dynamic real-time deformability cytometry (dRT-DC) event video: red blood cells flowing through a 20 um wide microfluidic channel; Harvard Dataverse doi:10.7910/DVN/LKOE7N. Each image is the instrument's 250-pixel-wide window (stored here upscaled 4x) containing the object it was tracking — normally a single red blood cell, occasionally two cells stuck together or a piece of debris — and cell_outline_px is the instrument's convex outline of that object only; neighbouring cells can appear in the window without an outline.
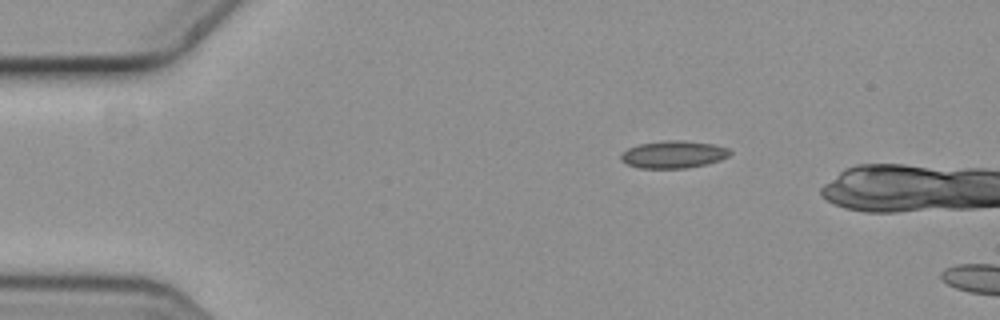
{"species": "common noctule bat (a hibernating species)", "species_latin": "Nyctalus noctula", "temperature_condition": "cold", "stored_images_in_passage": 3, "camera_frame_rate_fps": 3000, "um_per_image_px": 0.085, "animal": {"sex": "female", "body_mass_g": 19.3, "forearm_length_mm": 54.1}, "frame": {"image": 1, "passage_image": 1, "time_ms": 0.0, "image_size_px": [1000, 320], "cell_outline_px": [[732, 152], [728, 156], [720, 160], [688, 168], [640, 168], [628, 164], [620, 160], [620, 156], [628, 148], [640, 144], [664, 140], [684, 140], [716, 144], [728, 148]], "centroid_in_image_um": [57.26, 13.12], "position_along_channel_um": 27.7, "area_um2": 17.4}}